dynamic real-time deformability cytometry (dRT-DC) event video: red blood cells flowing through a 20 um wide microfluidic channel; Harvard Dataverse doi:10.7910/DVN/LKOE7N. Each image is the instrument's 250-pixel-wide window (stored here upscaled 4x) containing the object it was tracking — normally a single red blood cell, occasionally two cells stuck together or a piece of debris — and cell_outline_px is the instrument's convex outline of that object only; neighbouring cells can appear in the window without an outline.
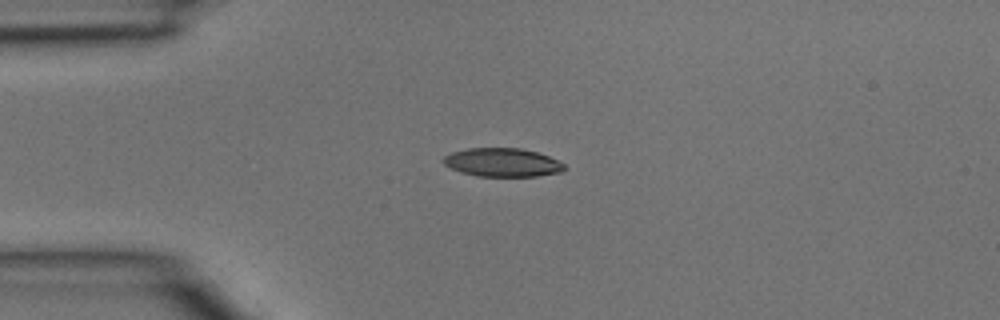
{"species": "common noctule bat (a hibernating species)", "species_latin": "Nyctalus noctula", "temperature_condition": "room temperature", "stored_images_in_passage": 3, "camera_frame_rate_fps": 3000, "um_per_image_px": 0.085, "animal": {"sex": "male", "body_mass_g": 15.6}, "frame": {"image": 1, "passage_image": 2, "time_ms": 0.333, "image_size_px": [1000, 320], "cell_outline_px": [[568, 168], [560, 172], [536, 176], [476, 176], [460, 172], [444, 164], [444, 156], [452, 152], [468, 148], [520, 148], [536, 152], [548, 156], [564, 164]], "centroid_in_image_um": [42.71, 13.81], "position_along_channel_um": 42.3, "area_um2": 20.0}}